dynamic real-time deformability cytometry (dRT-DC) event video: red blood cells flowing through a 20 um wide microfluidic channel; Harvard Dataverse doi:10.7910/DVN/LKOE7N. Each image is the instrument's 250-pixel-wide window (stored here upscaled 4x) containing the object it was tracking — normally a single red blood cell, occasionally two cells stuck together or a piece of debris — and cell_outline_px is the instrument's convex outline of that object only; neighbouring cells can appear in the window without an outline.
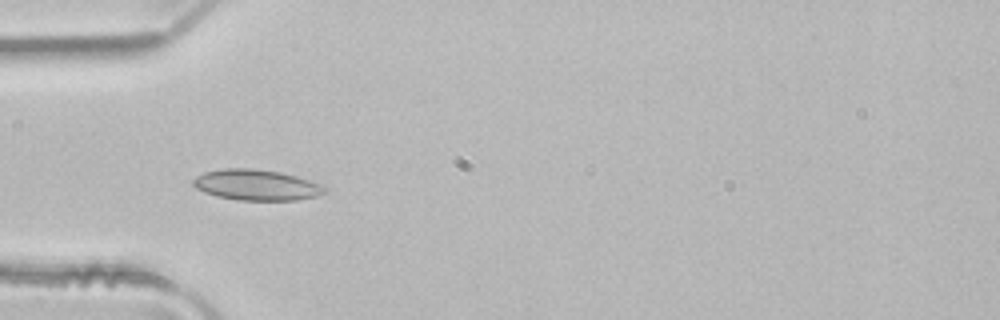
{"species": "common noctule bat (a hibernating species)", "species_latin": "Nyctalus noctula", "temperature_condition": "room temperature", "stored_images_in_passage": 5, "camera_frame_rate_fps": 3000, "um_per_image_px": 0.085, "animal": {"sex": "male", "body_mass_g": 21.5, "forearm_length_mm": 52.0}, "frame": {"image": 1, "passage_image": 3, "time_ms": 0.667, "image_size_px": [1000, 320], "cell_outline_px": [[328, 188], [324, 192], [316, 196], [296, 200], [236, 200], [216, 196], [204, 192], [196, 188], [192, 184], [192, 180], [196, 176], [204, 172], [224, 168], [252, 168], [280, 172], [296, 176], [320, 184]], "centroid_in_image_um": [21.76, 15.72], "position_along_channel_um": 63.2, "area_um2": 23.58}}
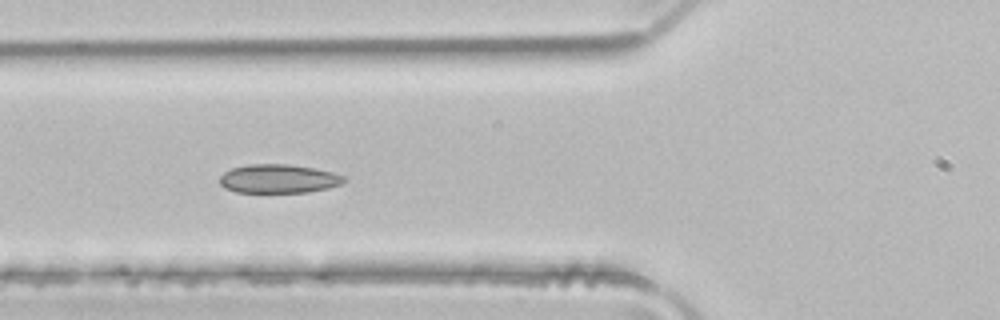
{"frame": {"image": 2, "passage_image": 4, "time_ms": 1.0, "image_size_px": [1000, 320], "cell_outline_px": [[348, 180], [340, 184], [328, 188], [308, 192], [236, 192], [224, 188], [220, 184], [220, 176], [224, 172], [232, 168], [248, 164], [288, 164], [312, 168], [332, 172], [344, 176]], "centroid_in_image_um": [23.66, 15.19], "position_along_channel_um": 102.1, "area_um2": 20.81}}
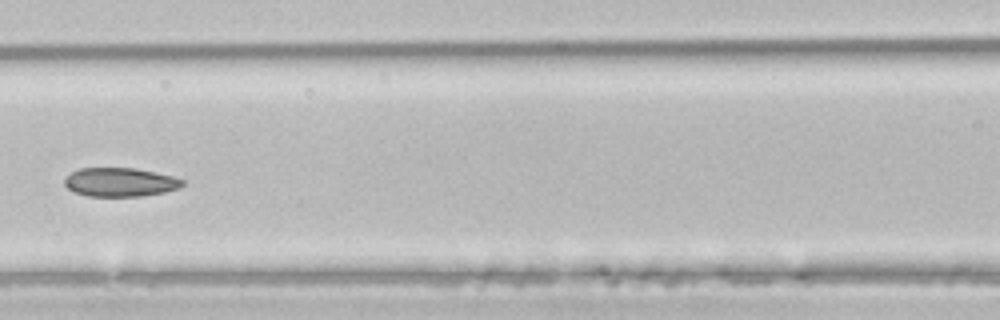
{"frame": {"image": 3, "passage_image": 5, "time_ms": 1.333, "image_size_px": [1000, 320], "cell_outline_px": [[184, 184], [180, 188], [164, 192], [140, 196], [88, 196], [72, 192], [64, 184], [64, 180], [72, 172], [80, 168], [136, 168], [156, 172], [172, 176], [184, 180]], "centroid_in_image_um": [10.22, 15.48], "position_along_channel_um": 156.4, "area_um2": 19.83}}